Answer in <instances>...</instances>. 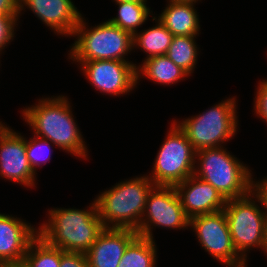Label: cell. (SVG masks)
<instances>
[{"label": "cell", "instance_id": "6da1fadb", "mask_svg": "<svg viewBox=\"0 0 267 267\" xmlns=\"http://www.w3.org/2000/svg\"><path fill=\"white\" fill-rule=\"evenodd\" d=\"M66 95L39 98L34 105L25 106L21 115L32 133L76 158L87 160L88 147L73 116L72 105Z\"/></svg>", "mask_w": 267, "mask_h": 267}, {"label": "cell", "instance_id": "5b68a950", "mask_svg": "<svg viewBox=\"0 0 267 267\" xmlns=\"http://www.w3.org/2000/svg\"><path fill=\"white\" fill-rule=\"evenodd\" d=\"M84 15L75 28L76 39L68 51L72 61L118 60L132 62L126 56L133 51V35L108 20L89 26ZM89 26V27H88Z\"/></svg>", "mask_w": 267, "mask_h": 267}, {"label": "cell", "instance_id": "7a4b0ae2", "mask_svg": "<svg viewBox=\"0 0 267 267\" xmlns=\"http://www.w3.org/2000/svg\"><path fill=\"white\" fill-rule=\"evenodd\" d=\"M47 220L39 224L38 235L65 252L86 253L104 230L95 199L86 209L50 208Z\"/></svg>", "mask_w": 267, "mask_h": 267}, {"label": "cell", "instance_id": "4dcf8cb0", "mask_svg": "<svg viewBox=\"0 0 267 267\" xmlns=\"http://www.w3.org/2000/svg\"><path fill=\"white\" fill-rule=\"evenodd\" d=\"M166 1L183 2V3H197L198 4V1L200 2L201 0H166Z\"/></svg>", "mask_w": 267, "mask_h": 267}, {"label": "cell", "instance_id": "e0dca14e", "mask_svg": "<svg viewBox=\"0 0 267 267\" xmlns=\"http://www.w3.org/2000/svg\"><path fill=\"white\" fill-rule=\"evenodd\" d=\"M196 3L167 1L161 14L155 17L173 34V36H199L201 31Z\"/></svg>", "mask_w": 267, "mask_h": 267}, {"label": "cell", "instance_id": "9c48e42d", "mask_svg": "<svg viewBox=\"0 0 267 267\" xmlns=\"http://www.w3.org/2000/svg\"><path fill=\"white\" fill-rule=\"evenodd\" d=\"M189 228L195 232L199 245L225 267H248L236 250L223 210L189 219Z\"/></svg>", "mask_w": 267, "mask_h": 267}, {"label": "cell", "instance_id": "3957f363", "mask_svg": "<svg viewBox=\"0 0 267 267\" xmlns=\"http://www.w3.org/2000/svg\"><path fill=\"white\" fill-rule=\"evenodd\" d=\"M156 185L147 174L119 181L95 198L105 228L138 230L149 193Z\"/></svg>", "mask_w": 267, "mask_h": 267}, {"label": "cell", "instance_id": "ac0fdd59", "mask_svg": "<svg viewBox=\"0 0 267 267\" xmlns=\"http://www.w3.org/2000/svg\"><path fill=\"white\" fill-rule=\"evenodd\" d=\"M141 63L136 67L137 85L141 78L152 80L155 84L171 86L189 77L167 55L149 57L142 60Z\"/></svg>", "mask_w": 267, "mask_h": 267}, {"label": "cell", "instance_id": "4fadbf2b", "mask_svg": "<svg viewBox=\"0 0 267 267\" xmlns=\"http://www.w3.org/2000/svg\"><path fill=\"white\" fill-rule=\"evenodd\" d=\"M26 7L54 34L70 38L83 16L72 0H19V17Z\"/></svg>", "mask_w": 267, "mask_h": 267}, {"label": "cell", "instance_id": "f546056e", "mask_svg": "<svg viewBox=\"0 0 267 267\" xmlns=\"http://www.w3.org/2000/svg\"><path fill=\"white\" fill-rule=\"evenodd\" d=\"M3 267H28V265L24 261H20L13 263H5Z\"/></svg>", "mask_w": 267, "mask_h": 267}, {"label": "cell", "instance_id": "f1b7e54d", "mask_svg": "<svg viewBox=\"0 0 267 267\" xmlns=\"http://www.w3.org/2000/svg\"><path fill=\"white\" fill-rule=\"evenodd\" d=\"M253 191L261 198L267 209V176H264L260 181H253Z\"/></svg>", "mask_w": 267, "mask_h": 267}, {"label": "cell", "instance_id": "8992f818", "mask_svg": "<svg viewBox=\"0 0 267 267\" xmlns=\"http://www.w3.org/2000/svg\"><path fill=\"white\" fill-rule=\"evenodd\" d=\"M237 102L236 96L228 97L204 112L173 121L186 134L195 151L222 147L238 132Z\"/></svg>", "mask_w": 267, "mask_h": 267}, {"label": "cell", "instance_id": "484cf974", "mask_svg": "<svg viewBox=\"0 0 267 267\" xmlns=\"http://www.w3.org/2000/svg\"><path fill=\"white\" fill-rule=\"evenodd\" d=\"M254 98V113L267 124V79L258 81Z\"/></svg>", "mask_w": 267, "mask_h": 267}, {"label": "cell", "instance_id": "30bf717a", "mask_svg": "<svg viewBox=\"0 0 267 267\" xmlns=\"http://www.w3.org/2000/svg\"><path fill=\"white\" fill-rule=\"evenodd\" d=\"M180 230L189 229L185 214L174 186H155L148 195L138 235L155 240L153 228Z\"/></svg>", "mask_w": 267, "mask_h": 267}, {"label": "cell", "instance_id": "836d02e7", "mask_svg": "<svg viewBox=\"0 0 267 267\" xmlns=\"http://www.w3.org/2000/svg\"><path fill=\"white\" fill-rule=\"evenodd\" d=\"M4 263L2 261H0V267H3Z\"/></svg>", "mask_w": 267, "mask_h": 267}, {"label": "cell", "instance_id": "9a60e30c", "mask_svg": "<svg viewBox=\"0 0 267 267\" xmlns=\"http://www.w3.org/2000/svg\"><path fill=\"white\" fill-rule=\"evenodd\" d=\"M38 235L37 226L12 215L0 213V261H23L29 243Z\"/></svg>", "mask_w": 267, "mask_h": 267}, {"label": "cell", "instance_id": "1f68e13d", "mask_svg": "<svg viewBox=\"0 0 267 267\" xmlns=\"http://www.w3.org/2000/svg\"><path fill=\"white\" fill-rule=\"evenodd\" d=\"M113 2H147V0H113Z\"/></svg>", "mask_w": 267, "mask_h": 267}, {"label": "cell", "instance_id": "7402d4cb", "mask_svg": "<svg viewBox=\"0 0 267 267\" xmlns=\"http://www.w3.org/2000/svg\"><path fill=\"white\" fill-rule=\"evenodd\" d=\"M197 36H173L167 56L189 76H192L198 63L199 47Z\"/></svg>", "mask_w": 267, "mask_h": 267}, {"label": "cell", "instance_id": "44dd1931", "mask_svg": "<svg viewBox=\"0 0 267 267\" xmlns=\"http://www.w3.org/2000/svg\"><path fill=\"white\" fill-rule=\"evenodd\" d=\"M118 13L108 21L134 35L153 14L147 2H115Z\"/></svg>", "mask_w": 267, "mask_h": 267}, {"label": "cell", "instance_id": "d6986e66", "mask_svg": "<svg viewBox=\"0 0 267 267\" xmlns=\"http://www.w3.org/2000/svg\"><path fill=\"white\" fill-rule=\"evenodd\" d=\"M155 25L140 30L133 35V50L140 49L146 53V58L166 55L171 44L173 34L153 15L151 19Z\"/></svg>", "mask_w": 267, "mask_h": 267}, {"label": "cell", "instance_id": "d6a6232c", "mask_svg": "<svg viewBox=\"0 0 267 267\" xmlns=\"http://www.w3.org/2000/svg\"><path fill=\"white\" fill-rule=\"evenodd\" d=\"M264 255L267 257V229H266V243H265V248H264Z\"/></svg>", "mask_w": 267, "mask_h": 267}, {"label": "cell", "instance_id": "52a82bcc", "mask_svg": "<svg viewBox=\"0 0 267 267\" xmlns=\"http://www.w3.org/2000/svg\"><path fill=\"white\" fill-rule=\"evenodd\" d=\"M223 211L227 217L233 244L246 261H249L247 255L250 250L257 248L264 251L267 209L253 190L244 197L228 199Z\"/></svg>", "mask_w": 267, "mask_h": 267}, {"label": "cell", "instance_id": "5bb4252c", "mask_svg": "<svg viewBox=\"0 0 267 267\" xmlns=\"http://www.w3.org/2000/svg\"><path fill=\"white\" fill-rule=\"evenodd\" d=\"M174 187L189 219L221 211L227 201L208 182L194 174Z\"/></svg>", "mask_w": 267, "mask_h": 267}, {"label": "cell", "instance_id": "ba28073f", "mask_svg": "<svg viewBox=\"0 0 267 267\" xmlns=\"http://www.w3.org/2000/svg\"><path fill=\"white\" fill-rule=\"evenodd\" d=\"M170 128L147 175L156 186H175L195 171L196 151L186 134L171 121Z\"/></svg>", "mask_w": 267, "mask_h": 267}, {"label": "cell", "instance_id": "cb8c5ba5", "mask_svg": "<svg viewBox=\"0 0 267 267\" xmlns=\"http://www.w3.org/2000/svg\"><path fill=\"white\" fill-rule=\"evenodd\" d=\"M29 138L28 140L26 138L27 157L32 170L37 174L38 169L42 168L47 162H50L52 158V146L54 144L34 134Z\"/></svg>", "mask_w": 267, "mask_h": 267}, {"label": "cell", "instance_id": "4316f807", "mask_svg": "<svg viewBox=\"0 0 267 267\" xmlns=\"http://www.w3.org/2000/svg\"><path fill=\"white\" fill-rule=\"evenodd\" d=\"M60 267H88L86 254L61 250Z\"/></svg>", "mask_w": 267, "mask_h": 267}, {"label": "cell", "instance_id": "603a6c76", "mask_svg": "<svg viewBox=\"0 0 267 267\" xmlns=\"http://www.w3.org/2000/svg\"><path fill=\"white\" fill-rule=\"evenodd\" d=\"M23 261L28 267H60L61 249L37 235L28 245Z\"/></svg>", "mask_w": 267, "mask_h": 267}, {"label": "cell", "instance_id": "2e32d148", "mask_svg": "<svg viewBox=\"0 0 267 267\" xmlns=\"http://www.w3.org/2000/svg\"><path fill=\"white\" fill-rule=\"evenodd\" d=\"M137 235L133 229L104 228L85 253L88 267H118L128 244Z\"/></svg>", "mask_w": 267, "mask_h": 267}, {"label": "cell", "instance_id": "83f0119b", "mask_svg": "<svg viewBox=\"0 0 267 267\" xmlns=\"http://www.w3.org/2000/svg\"><path fill=\"white\" fill-rule=\"evenodd\" d=\"M19 0H0V16L19 15Z\"/></svg>", "mask_w": 267, "mask_h": 267}, {"label": "cell", "instance_id": "ffe728a7", "mask_svg": "<svg viewBox=\"0 0 267 267\" xmlns=\"http://www.w3.org/2000/svg\"><path fill=\"white\" fill-rule=\"evenodd\" d=\"M155 240L137 235L127 246L118 267H157Z\"/></svg>", "mask_w": 267, "mask_h": 267}, {"label": "cell", "instance_id": "277c9868", "mask_svg": "<svg viewBox=\"0 0 267 267\" xmlns=\"http://www.w3.org/2000/svg\"><path fill=\"white\" fill-rule=\"evenodd\" d=\"M225 146L196 151L194 175L208 182L226 200L241 198L253 190V172Z\"/></svg>", "mask_w": 267, "mask_h": 267}, {"label": "cell", "instance_id": "d4e9b609", "mask_svg": "<svg viewBox=\"0 0 267 267\" xmlns=\"http://www.w3.org/2000/svg\"><path fill=\"white\" fill-rule=\"evenodd\" d=\"M19 20V15L0 16V53L14 41Z\"/></svg>", "mask_w": 267, "mask_h": 267}, {"label": "cell", "instance_id": "8fae6325", "mask_svg": "<svg viewBox=\"0 0 267 267\" xmlns=\"http://www.w3.org/2000/svg\"><path fill=\"white\" fill-rule=\"evenodd\" d=\"M79 65L90 83L99 91L109 96L118 97L129 95L137 88V64L134 62L118 60H92V61H72Z\"/></svg>", "mask_w": 267, "mask_h": 267}, {"label": "cell", "instance_id": "7c38bea8", "mask_svg": "<svg viewBox=\"0 0 267 267\" xmlns=\"http://www.w3.org/2000/svg\"><path fill=\"white\" fill-rule=\"evenodd\" d=\"M0 121V177L33 189L37 174L26 152V136Z\"/></svg>", "mask_w": 267, "mask_h": 267}]
</instances>
